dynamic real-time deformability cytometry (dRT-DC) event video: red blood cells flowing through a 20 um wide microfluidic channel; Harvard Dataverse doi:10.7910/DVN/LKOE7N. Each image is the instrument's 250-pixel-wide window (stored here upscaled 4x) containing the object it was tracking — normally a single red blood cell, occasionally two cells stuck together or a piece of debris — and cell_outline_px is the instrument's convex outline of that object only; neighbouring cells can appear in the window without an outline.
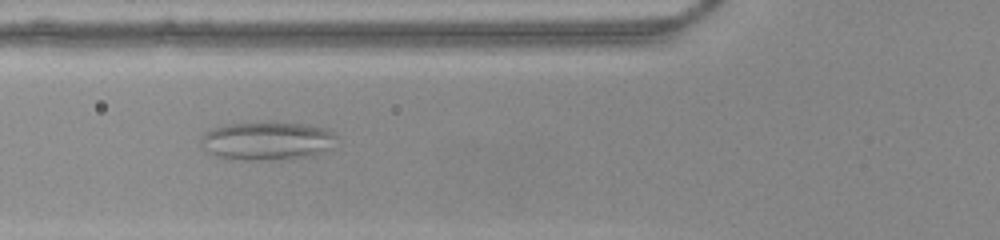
{"species": "common noctule bat (a hibernating species)", "species_latin": "Nyctalus noctula", "temperature_condition": "warm", "stored_images_in_passage": 52, "camera_frame_rate_fps": 3000, "um_per_image_px": 0.085, "animal": {"sex": "female", "body_mass_g": 22.0, "forearm_length_mm": 56.7}, "frame": {"image": 1, "passage_image": 19, "time_ms": 6.0, "image_size_px": [1000, 240], "cell_outline_px": [[336, 136], [328, 152], [312, 156], [288, 160], [240, 160], [216, 156], [208, 152], [200, 144], [200, 140], [204, 132], [212, 128], [228, 124], [268, 120], [304, 124], [324, 128], [332, 132]], "centroid_in_image_um": [22.7, 11.97], "position_along_channel_um": 103.1, "area_um2": 31.27}}
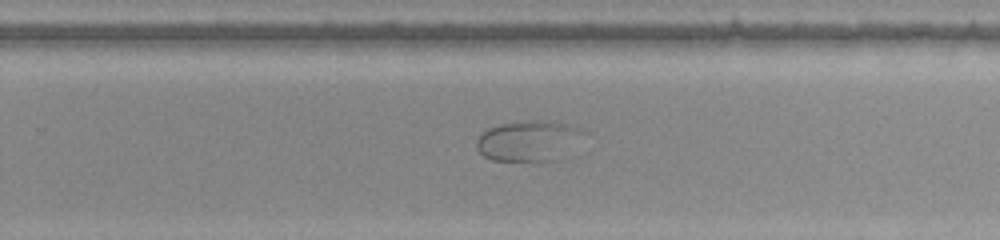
{"frame": {"image": 2, "passage_image": 33, "time_ms": 10.667, "image_size_px": [1000, 240], "cell_outline_px": [[572, 156], [568, 160], [492, 160], [484, 156], [476, 148], [476, 140], [488, 128], [500, 124], [536, 120], [544, 120], [564, 124]], "centroid_in_image_um": [44.67, 12.04], "position_along_channel_um": 285.1, "area_um2": 23.41}}
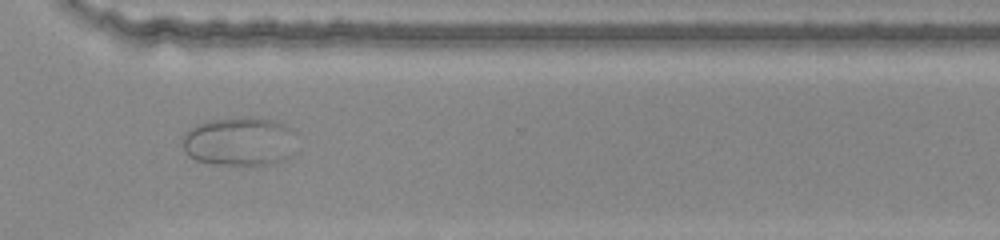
{"frame": {"image": 3, "passage_image": 38, "time_ms": 12.333, "image_size_px": [1000, 240], "cell_outline_px": [[292, 156], [284, 160], [272, 164], [244, 168], [212, 164], [196, 160], [188, 156], [180, 140], [184, 132], [208, 120], [272, 120], [284, 124], [288, 128]], "centroid_in_image_um": [20.25, 12.14], "position_along_channel_um": 350.3, "area_um2": 31.96}}